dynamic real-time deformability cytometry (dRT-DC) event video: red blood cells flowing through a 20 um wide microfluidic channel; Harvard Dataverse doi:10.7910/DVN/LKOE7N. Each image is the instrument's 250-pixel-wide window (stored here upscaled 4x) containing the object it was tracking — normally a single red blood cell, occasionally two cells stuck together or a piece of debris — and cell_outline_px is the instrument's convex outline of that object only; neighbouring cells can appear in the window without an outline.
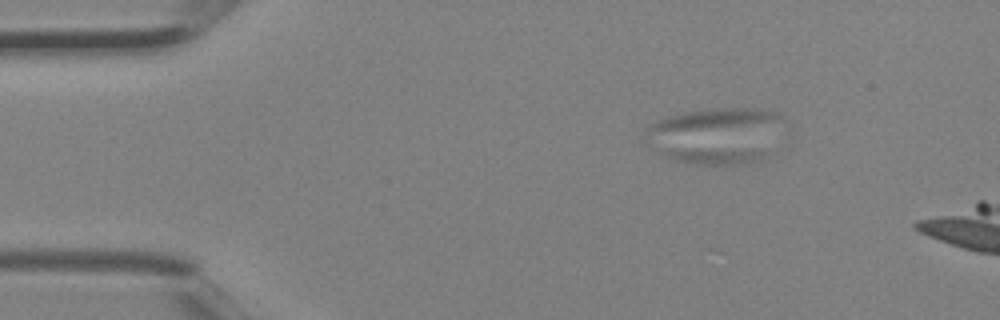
{"species": "Egyptian fruit bat (a non-hibernating species)", "species_latin": "Rousettus aegyptiacus", "temperature_condition": "room temperature", "stored_images_in_passage": 2, "camera_frame_rate_fps": 3000, "um_per_image_px": 0.085, "animal": {"sex": "female"}, "frame": {"image": 1, "passage_image": 1, "time_ms": 0.0, "image_size_px": [1000, 320], "cell_outline_px": [[788, 148], [756, 164], [688, 164], [664, 156], [660, 152], [788, 144]], "centroid_in_image_um": [61.78, 13.18], "position_along_channel_um": 23.2, "area_um2": 11.96}}